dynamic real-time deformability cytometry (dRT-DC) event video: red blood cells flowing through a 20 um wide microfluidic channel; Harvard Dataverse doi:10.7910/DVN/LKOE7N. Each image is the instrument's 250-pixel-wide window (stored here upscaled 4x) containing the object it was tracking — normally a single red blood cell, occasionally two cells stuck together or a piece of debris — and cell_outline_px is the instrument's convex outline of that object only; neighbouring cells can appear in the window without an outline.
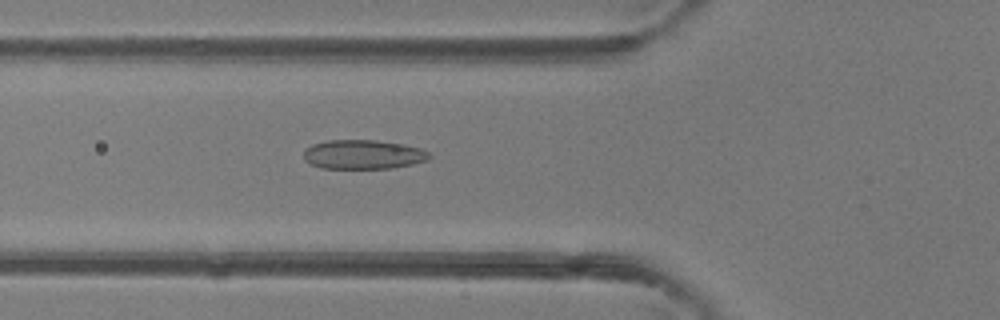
{"species": "common noctule bat (a hibernating species)", "species_latin": "Nyctalus noctula", "temperature_condition": "room temperature", "stored_images_in_passage": 45, "camera_frame_rate_fps": 3000, "um_per_image_px": 0.085, "animal": {"sex": "female"}, "frame": {"image": 1, "passage_image": 16, "time_ms": 5.0, "image_size_px": [1000, 320], "cell_outline_px": [[432, 156], [428, 160], [412, 164], [392, 168], [320, 168], [304, 160], [304, 148], [312, 144], [328, 140], [376, 140], [404, 144], [420, 148], [428, 152]], "centroid_in_image_um": [30.86, 13.12], "position_along_channel_um": 94.9, "area_um2": 21.5}}
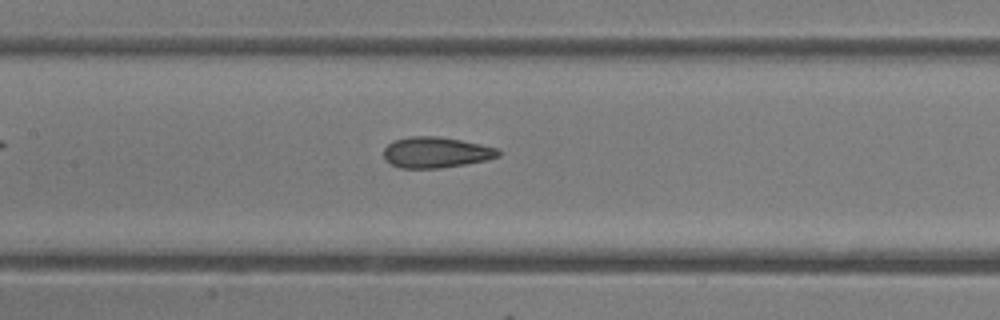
{"frame": {"image": 2, "passage_image": 21, "time_ms": 6.667, "image_size_px": [1000, 320], "cell_outline_px": [[504, 152], [500, 156], [488, 160], [440, 168], [400, 168], [384, 160], [384, 148], [392, 140], [408, 136], [440, 136], [500, 148]], "centroid_in_image_um": [37.09, 12.94], "position_along_channel_um": 170.3, "area_um2": 20.92}}
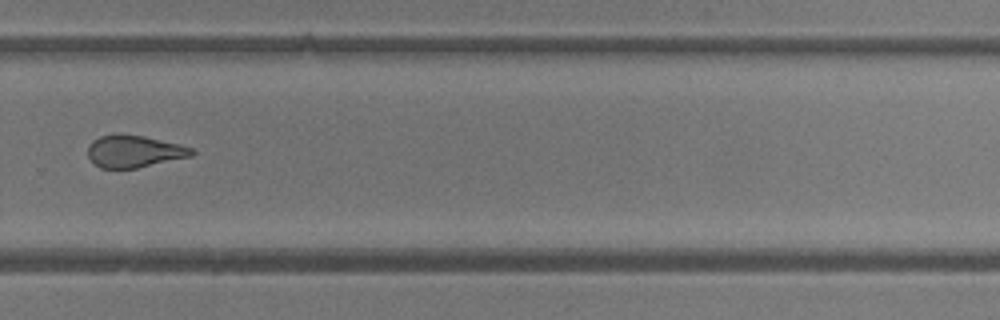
{"frame": {"image": 3, "passage_image": 31, "time_ms": 10.0, "image_size_px": [1000, 320], "cell_outline_px": [[196, 152], [192, 156], [136, 168], [100, 168], [88, 156], [88, 144], [92, 140], [100, 136], [144, 136], [180, 144], [192, 148]], "centroid_in_image_um": [11.43, 12.88], "position_along_channel_um": 318.4, "area_um2": 19.02}, "authors_computed_cell_mechanics": {"area_um2": 21.5016, "velocity_mm_per_s": 4.4654, "shape_relaxation_time_tau1_ms": null, "shape_relaxation_time_tau2_ms": 1.409, "deformation_change_tau1": null, "deformation_change_tau2": 0.0936}}